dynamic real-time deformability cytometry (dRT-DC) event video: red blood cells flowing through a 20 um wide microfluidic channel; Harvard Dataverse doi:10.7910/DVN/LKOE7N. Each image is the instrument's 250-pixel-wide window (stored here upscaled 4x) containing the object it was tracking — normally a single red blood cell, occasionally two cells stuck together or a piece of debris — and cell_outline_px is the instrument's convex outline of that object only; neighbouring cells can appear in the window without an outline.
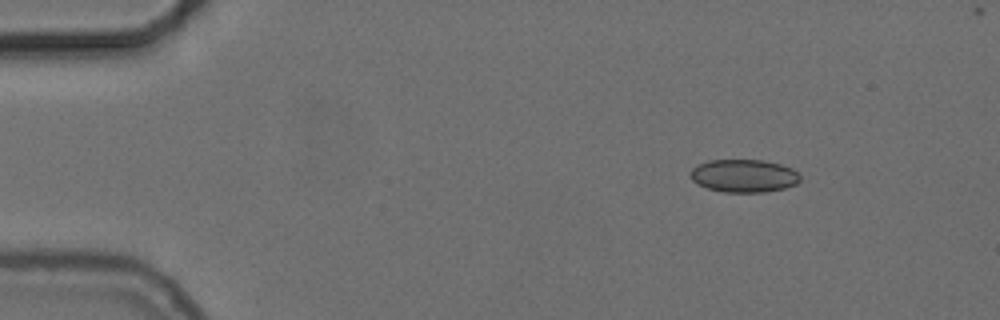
{"species": "common noctule bat (a hibernating species)", "species_latin": "Nyctalus noctula", "temperature_condition": "cold", "stored_images_in_passage": 10, "camera_frame_rate_fps": 3000, "um_per_image_px": 0.085, "animal": {"sex": "female", "body_mass_g": 24.6, "forearm_length_mm": 56.2}, "frame": {"image": 1, "passage_image": 1, "time_ms": 0.0, "image_size_px": [1000, 320], "cell_outline_px": [[800, 180], [796, 184], [784, 188], [764, 192], [724, 192], [708, 188], [692, 180], [688, 172], [692, 168], [708, 160], [764, 160], [780, 164], [792, 168], [800, 176]], "centroid_in_image_um": [63.22, 14.94], "position_along_channel_um": 21.8, "area_um2": 20.98}}
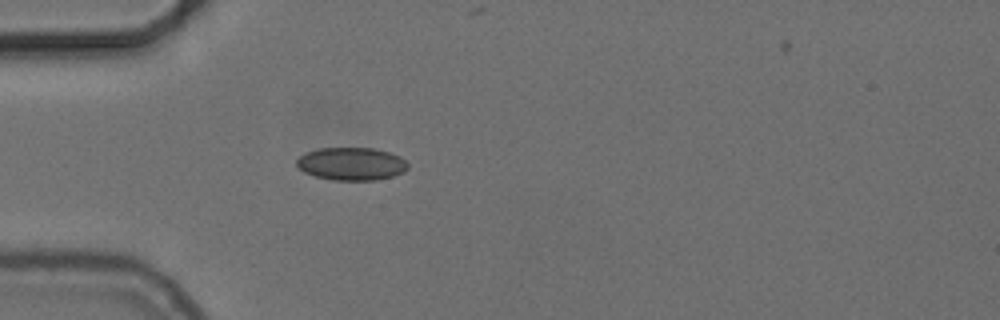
{"frame": {"image": 2, "passage_image": 10, "time_ms": 3.0, "image_size_px": [1000, 320], "cell_outline_px": [[408, 168], [404, 172], [392, 176], [376, 180], [332, 180], [316, 176], [304, 172], [296, 164], [296, 160], [300, 156], [308, 152], [320, 148], [372, 148], [388, 152], [400, 156], [408, 164]], "centroid_in_image_um": [29.89, 13.93], "position_along_channel_um": 55.1, "area_um2": 21.15}}